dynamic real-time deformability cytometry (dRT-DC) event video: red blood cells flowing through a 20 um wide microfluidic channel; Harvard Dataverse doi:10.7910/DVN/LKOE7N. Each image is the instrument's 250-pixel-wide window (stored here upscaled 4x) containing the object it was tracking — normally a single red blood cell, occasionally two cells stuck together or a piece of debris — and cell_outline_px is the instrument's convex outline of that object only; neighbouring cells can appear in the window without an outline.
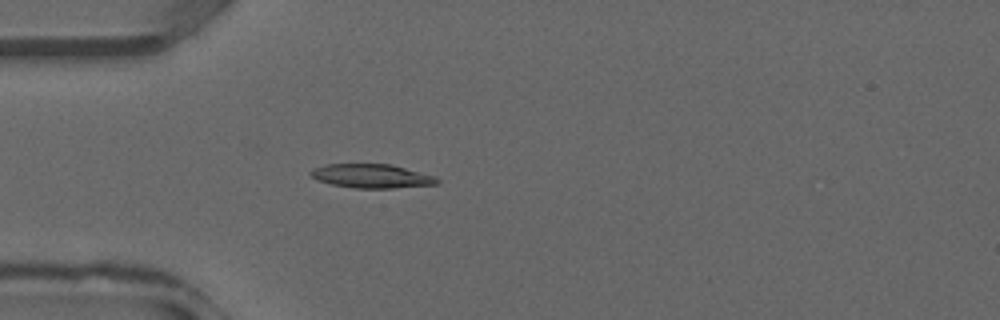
{"species": "common noctule bat (a hibernating species)", "species_latin": "Nyctalus noctula", "temperature_condition": "warm", "stored_images_in_passage": 36, "camera_frame_rate_fps": 3000, "um_per_image_px": 0.085, "animal": {"sex": "male", "forearm_length_mm": 52.5}, "frame": {"image": 1, "passage_image": 10, "time_ms": 3.0, "image_size_px": [1000, 320], "cell_outline_px": [[440, 180], [436, 184], [392, 188], [352, 188], [332, 184], [316, 180], [308, 172], [316, 168], [328, 164], [392, 164], [436, 176]], "centroid_in_image_um": [31.61, 14.96], "position_along_channel_um": 53.4, "area_um2": 17.57}}
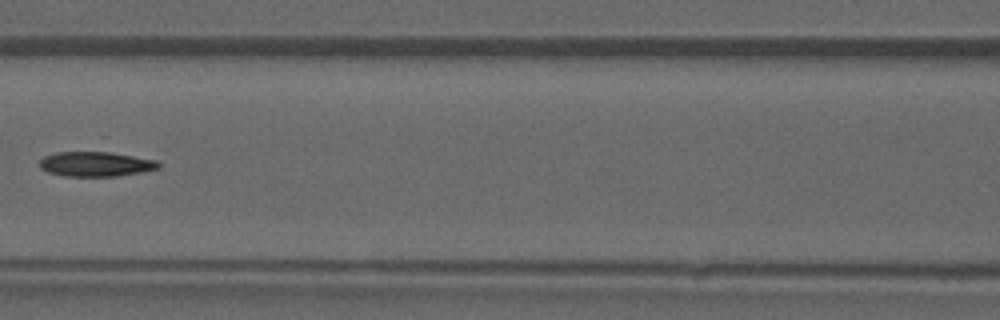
{"frame": {"image": 2, "passage_image": 16, "time_ms": 5.0, "image_size_px": [1000, 320], "cell_outline_px": [[160, 168], [140, 172], [116, 176], [64, 176], [48, 172], [40, 168], [40, 160], [44, 156], [56, 152], [108, 152], [156, 160], [160, 164]], "centroid_in_image_um": [8.11, 13.95], "position_along_channel_um": 158.5, "area_um2": 16.99}}
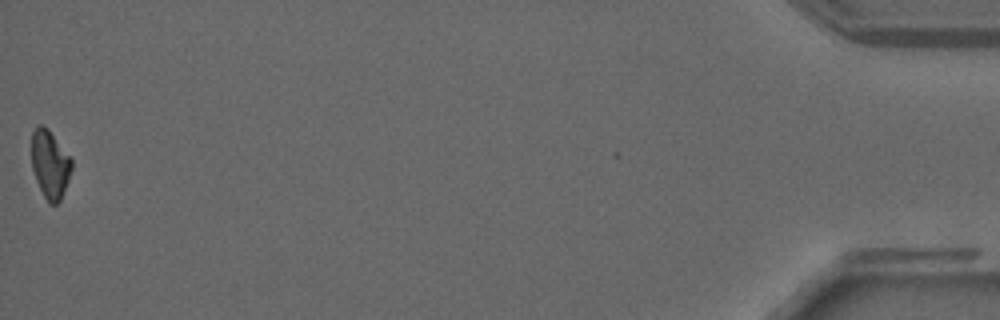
{"frame": {"image": 3, "passage_image": 36, "time_ms": 11.667, "image_size_px": [1000, 320], "cell_outline_px": [[72, 168], [68, 180], [60, 200], [56, 204], [48, 204], [36, 180], [32, 168], [32, 132], [36, 124], [40, 124], [48, 128], [72, 160]], "centroid_in_image_um": [4.24, 13.95], "position_along_channel_um": 431.0, "area_um2": 15.78}}